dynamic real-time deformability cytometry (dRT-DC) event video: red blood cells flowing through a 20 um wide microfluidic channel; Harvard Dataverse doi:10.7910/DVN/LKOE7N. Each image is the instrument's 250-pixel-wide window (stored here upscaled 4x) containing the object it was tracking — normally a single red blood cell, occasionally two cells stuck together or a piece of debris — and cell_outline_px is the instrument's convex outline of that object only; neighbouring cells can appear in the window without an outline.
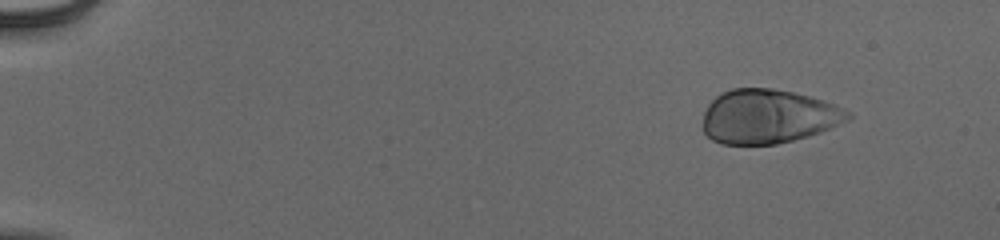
{"species": "human", "species_latin": "Homo sapiens", "temperature_condition": "cold", "stored_images_in_passage": 50, "camera_frame_rate_fps": 3000, "um_per_image_px": 0.085, "donor": {"sex": "male"}, "frame": {"image": 1, "passage_image": 2, "time_ms": 0.333, "image_size_px": [1000, 240], "cell_outline_px": [[852, 116], [848, 120], [820, 132], [808, 136], [776, 144], [720, 144], [712, 140], [704, 132], [704, 112], [708, 104], [716, 96], [732, 88], [772, 88], [792, 92], [824, 100], [852, 112]], "centroid_in_image_um": [65.3, 9.9], "position_along_channel_um": 19.7, "area_um2": 45.6}}
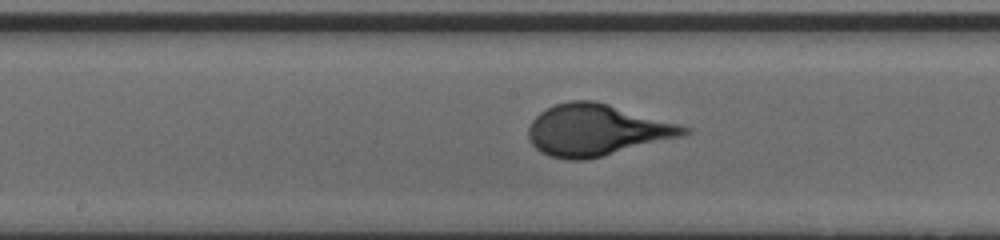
{"frame": {"image": 2, "passage_image": 26, "time_ms": 8.333, "image_size_px": [1000, 240], "cell_outline_px": [[692, 132], [680, 136], [584, 160], [564, 160], [548, 156], [540, 152], [528, 140], [528, 128], [532, 120], [540, 112], [556, 104], [572, 100], [596, 100], [680, 124], [692, 128]], "centroid_in_image_um": [50.67, 11.04], "position_along_channel_um": 197.5, "area_um2": 46.41}}
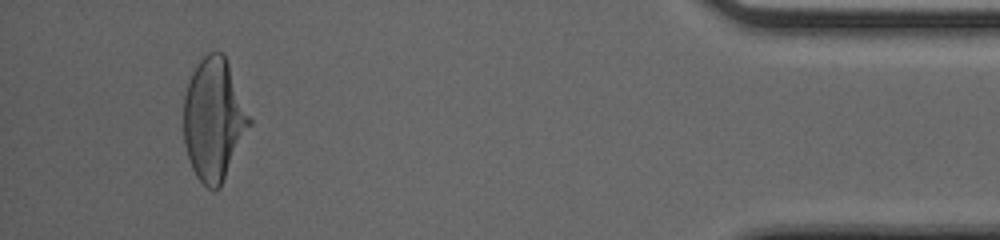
{"frame": {"image": 3, "passage_image": 47, "time_ms": 15.333, "image_size_px": [1000, 240], "cell_outline_px": [[252, 124], [220, 188], [216, 192], [212, 192], [196, 176], [192, 168], [184, 144], [184, 92], [188, 80], [192, 72], [200, 60], [208, 52], [224, 52], [252, 120]], "centroid_in_image_um": [18.18, 10.16], "position_along_channel_um": 417.0, "area_um2": 47.22}}